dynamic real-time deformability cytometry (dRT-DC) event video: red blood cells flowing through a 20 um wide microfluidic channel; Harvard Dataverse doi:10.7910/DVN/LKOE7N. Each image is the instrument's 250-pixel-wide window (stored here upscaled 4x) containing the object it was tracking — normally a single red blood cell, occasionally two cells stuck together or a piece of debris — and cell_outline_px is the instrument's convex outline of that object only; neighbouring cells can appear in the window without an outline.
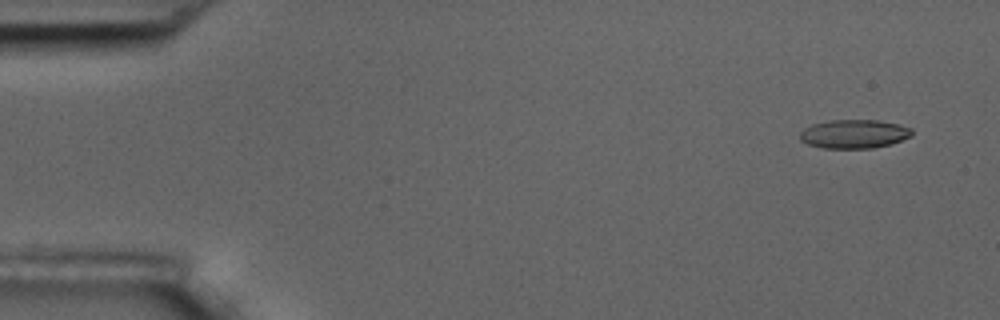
{"species": "common noctule bat (a hibernating species)", "species_latin": "Nyctalus noctula", "temperature_condition": "room temperature", "stored_images_in_passage": 5, "camera_frame_rate_fps": 3000, "um_per_image_px": 0.085, "animal": {"sex": "male", "body_mass_g": 17.5, "forearm_length_mm": 52.3}, "frame": {"image": 1, "passage_image": 1, "time_ms": 0.0, "image_size_px": [1000, 320], "cell_outline_px": [[912, 136], [892, 144], [872, 148], [820, 148], [808, 144], [800, 140], [800, 132], [804, 128], [812, 124], [828, 120], [876, 120], [900, 124], [912, 128]], "centroid_in_image_um": [72.6, 11.38], "position_along_channel_um": 12.4, "area_um2": 18.96}}
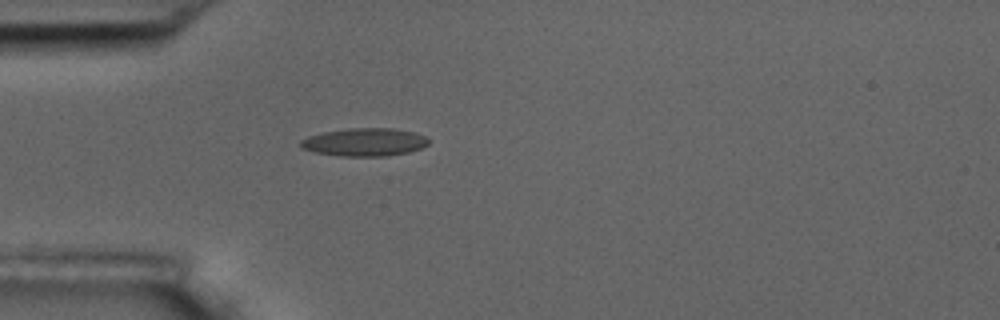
{"frame": {"image": 2, "passage_image": 5, "time_ms": 4.333, "image_size_px": [1000, 320], "cell_outline_px": [[428, 144], [420, 148], [408, 152], [388, 156], [340, 156], [312, 152], [300, 148], [300, 140], [308, 136], [324, 132], [348, 128], [392, 128], [412, 132], [424, 136], [428, 140]], "centroid_in_image_um": [30.93, 12.09], "position_along_channel_um": 54.1, "area_um2": 20.87}}